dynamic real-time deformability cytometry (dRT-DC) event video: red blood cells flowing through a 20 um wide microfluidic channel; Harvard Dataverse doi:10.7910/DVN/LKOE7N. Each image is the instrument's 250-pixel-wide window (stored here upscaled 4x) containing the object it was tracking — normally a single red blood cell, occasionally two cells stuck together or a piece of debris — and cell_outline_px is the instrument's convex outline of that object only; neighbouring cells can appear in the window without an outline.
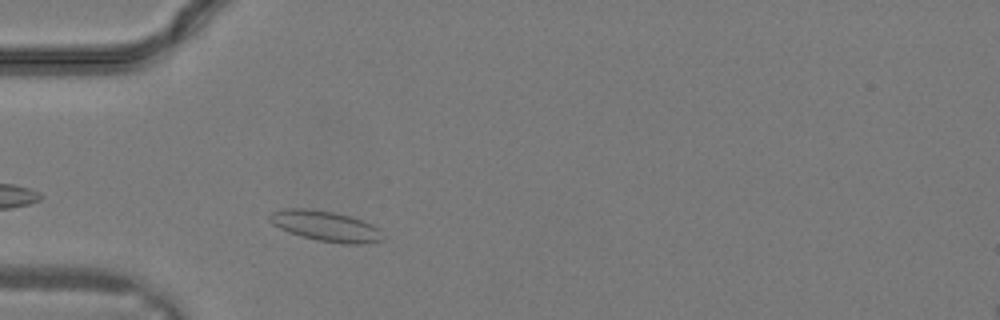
{"species": "common noctule bat (a hibernating species)", "species_latin": "Nyctalus noctula", "temperature_condition": "warm", "stored_images_in_passage": 12, "camera_frame_rate_fps": 3000, "um_per_image_px": 0.085, "animal": {"sex": "male", "body_mass_g": 19.2, "forearm_length_mm": 51.8}, "frame": {"image": 1, "passage_image": 4, "time_ms": 1.0, "image_size_px": [1000, 320], "cell_outline_px": [[384, 240], [360, 244], [344, 244], [316, 240], [300, 236], [288, 232], [272, 224], [268, 220], [268, 216], [272, 212], [280, 208], [308, 208], [332, 212], [352, 216], [364, 220], [380, 228]], "centroid_in_image_um": [27.67, 19.21], "position_along_channel_um": 57.3, "area_um2": 20.4}}
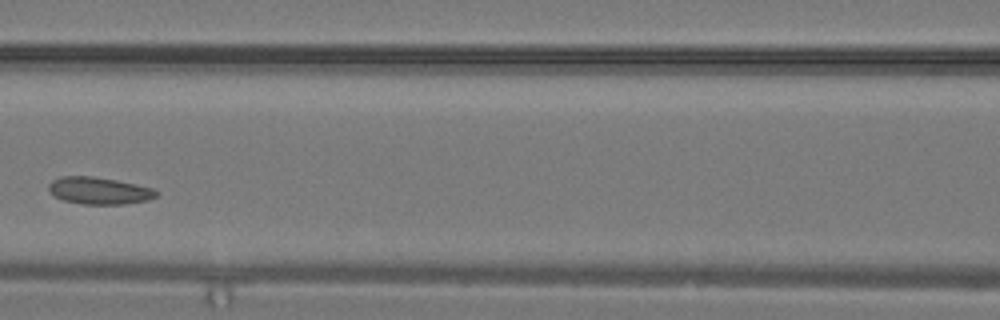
{"frame": {"image": 2, "passage_image": 9, "time_ms": 2.667, "image_size_px": [1000, 320], "cell_outline_px": [[160, 192], [156, 196], [148, 200], [124, 204], [80, 204], [64, 200], [56, 196], [48, 188], [48, 184], [52, 180], [60, 176], [92, 176], [116, 180], [136, 184], [152, 188]], "centroid_in_image_um": [8.44, 16.2], "position_along_channel_um": 158.2, "area_um2": 16.94}}
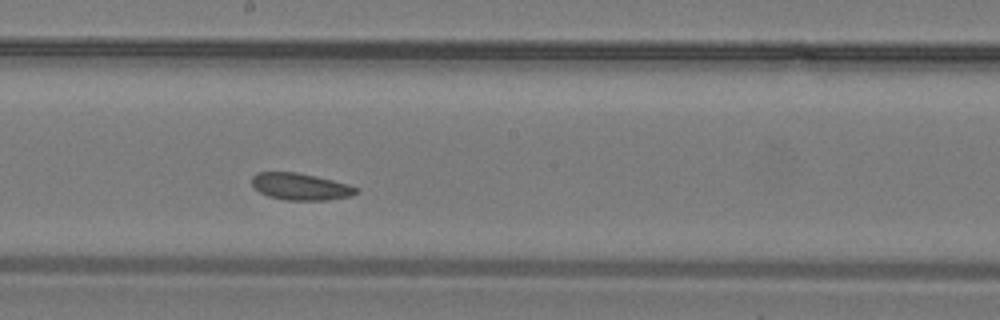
{"frame": {"image": 3, "passage_image": 12, "time_ms": 3.667, "image_size_px": [1000, 320], "cell_outline_px": [[360, 192], [352, 196], [328, 200], [284, 200], [268, 196], [260, 192], [252, 184], [252, 176], [256, 172], [296, 172], [316, 176], [348, 184], [360, 188]], "centroid_in_image_um": [25.58, 15.86], "position_along_channel_um": 222.6, "area_um2": 16.47}}